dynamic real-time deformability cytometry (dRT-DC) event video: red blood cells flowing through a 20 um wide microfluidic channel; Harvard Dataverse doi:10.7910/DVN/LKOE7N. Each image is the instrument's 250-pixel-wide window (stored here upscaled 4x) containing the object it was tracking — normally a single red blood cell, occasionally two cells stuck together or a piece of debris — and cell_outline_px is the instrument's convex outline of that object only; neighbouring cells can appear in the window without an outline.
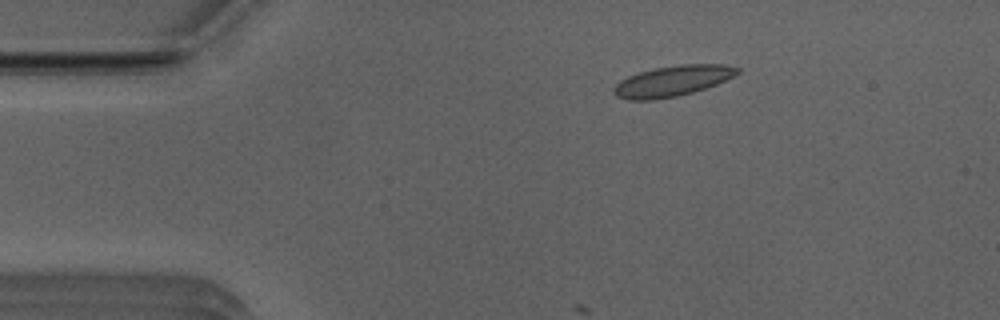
{"species": "Egyptian fruit bat (a non-hibernating species)", "species_latin": "Rousettus aegyptiacus", "temperature_condition": "room temperature", "stored_images_in_passage": 8, "camera_frame_rate_fps": 3000, "um_per_image_px": 0.085, "animal": {"sex": "male"}, "frame": {"image": 1, "passage_image": 1, "time_ms": 0.0, "image_size_px": [1000, 320], "cell_outline_px": [[740, 72], [716, 84], [692, 92], [676, 96], [652, 100], [628, 100], [616, 96], [612, 92], [612, 88], [620, 80], [628, 76], [652, 68], [680, 64], [724, 64], [740, 68]], "centroid_in_image_um": [57.11, 6.88], "position_along_channel_um": 27.9, "area_um2": 22.02}}